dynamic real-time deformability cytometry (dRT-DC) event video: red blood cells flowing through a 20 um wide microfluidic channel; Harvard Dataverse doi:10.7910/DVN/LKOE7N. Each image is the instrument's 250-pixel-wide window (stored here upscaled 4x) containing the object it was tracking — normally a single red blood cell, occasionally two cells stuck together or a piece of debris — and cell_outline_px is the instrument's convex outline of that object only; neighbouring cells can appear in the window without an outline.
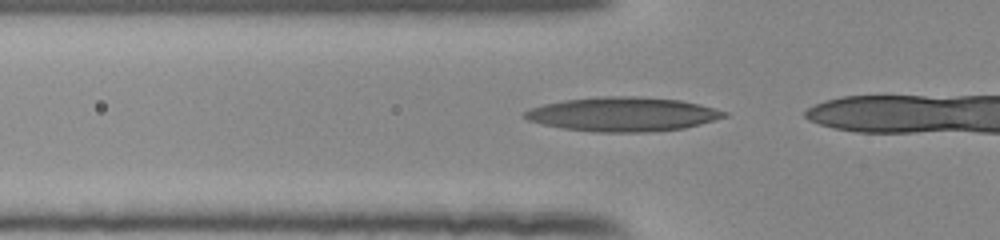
{"species": "human", "species_latin": "Homo sapiens", "temperature_condition": "room temperature", "stored_images_in_passage": 5, "camera_frame_rate_fps": 3000, "um_per_image_px": 0.085, "donor": {"sex": "female"}, "frame": {"image": 1, "passage_image": 2, "time_ms": 0.333, "image_size_px": [1000, 240], "cell_outline_px": [[728, 116], [700, 124], [684, 128], [648, 132], [596, 132], [560, 128], [528, 120], [520, 116], [524, 112], [532, 108], [544, 104], [564, 100], [604, 96], [636, 96], [680, 100], [700, 104], [728, 112]], "centroid_in_image_um": [52.94, 9.71], "position_along_channel_um": 72.9, "area_um2": 39.71}}